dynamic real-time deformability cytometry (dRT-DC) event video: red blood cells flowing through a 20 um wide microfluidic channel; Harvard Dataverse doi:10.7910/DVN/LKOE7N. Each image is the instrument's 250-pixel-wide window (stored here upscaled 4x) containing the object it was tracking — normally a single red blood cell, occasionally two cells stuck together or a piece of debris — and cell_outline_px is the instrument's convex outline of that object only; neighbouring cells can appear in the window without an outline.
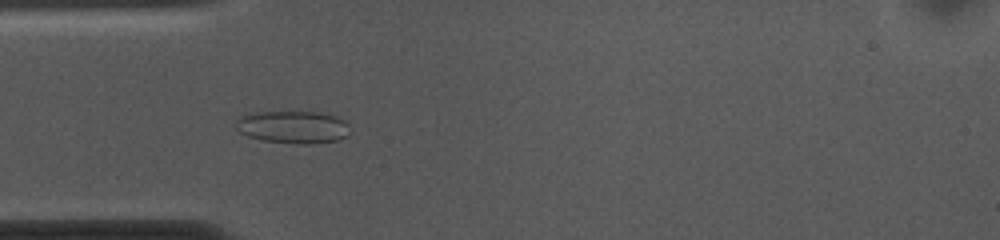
{"species": "common noctule bat (a hibernating species)", "species_latin": "Nyctalus noctula", "temperature_condition": "cold", "stored_images_in_passage": 50, "camera_frame_rate_fps": 3000, "um_per_image_px": 0.085, "animal": {"sex": "female", "body_mass_g": 10.0, "forearm_length_mm": 53.1}, "frame": {"image": 1, "passage_image": 12, "time_ms": 3.667, "image_size_px": [1000, 240], "cell_outline_px": [[348, 136], [336, 140], [312, 144], [300, 144], [264, 140], [248, 136], [240, 132], [236, 128], [236, 116], [248, 112], [316, 112], [336, 116], [344, 120], [348, 124]], "centroid_in_image_um": [24.86, 10.79], "position_along_channel_um": 60.1, "area_um2": 21.73}}
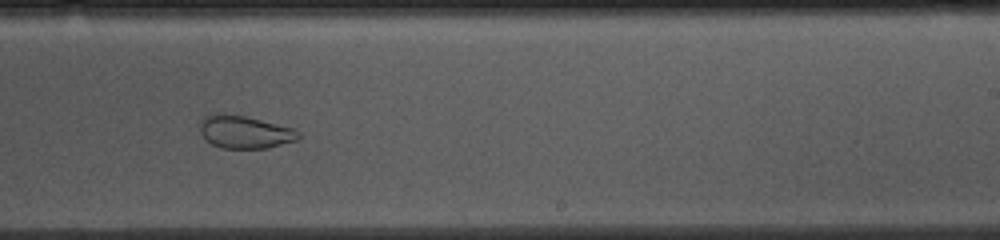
{"frame": {"image": 2, "passage_image": 29, "time_ms": 9.333, "image_size_px": [1000, 240], "cell_outline_px": [[300, 136], [296, 140], [268, 148], [220, 148], [204, 140], [200, 132], [200, 120], [204, 116], [212, 112], [220, 112], [244, 116], [296, 128], [300, 132]], "centroid_in_image_um": [20.76, 11.2], "position_along_channel_um": 268.2, "area_um2": 19.19}}
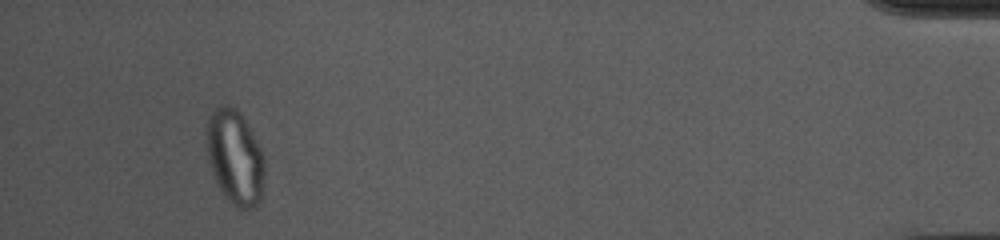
{"frame": {"image": 3, "passage_image": 47, "time_ms": 15.333, "image_size_px": [1000, 240], "cell_outline_px": [[264, 172], [260, 200], [256, 208], [236, 208], [228, 200], [216, 184], [208, 160], [208, 116], [220, 104], [228, 104], [236, 108], [240, 112], [256, 140], [264, 156]], "centroid_in_image_um": [19.98, 13.38], "position_along_channel_um": 415.2, "area_um2": 31.73}, "authors_computed_cell_mechanics": {"area_um2": 25.0852, "velocity_mm_per_s": 3.6815, "shape_relaxation_time_tau1_ms": null, "shape_relaxation_time_tau2_ms": 1.5546, "deformation_change_tau1": null, "deformation_change_tau2": 0.0575}}